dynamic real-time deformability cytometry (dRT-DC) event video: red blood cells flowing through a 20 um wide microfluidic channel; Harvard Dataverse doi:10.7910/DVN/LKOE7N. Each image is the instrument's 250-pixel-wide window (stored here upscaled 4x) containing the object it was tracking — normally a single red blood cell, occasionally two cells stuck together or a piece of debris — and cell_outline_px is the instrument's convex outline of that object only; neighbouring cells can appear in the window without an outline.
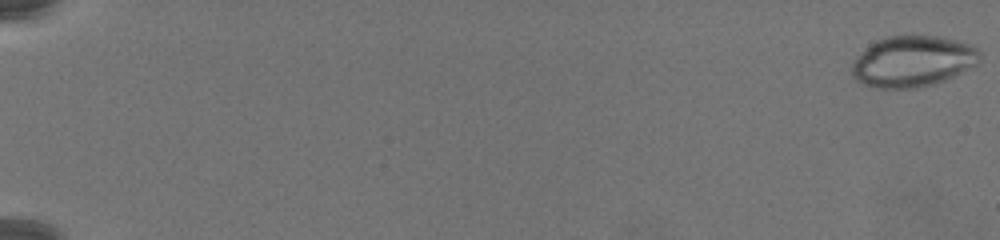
{"species": "common noctule bat (a hibernating species)", "species_latin": "Nyctalus noctula", "temperature_condition": "warm", "stored_images_in_passage": 79, "camera_frame_rate_fps": 3000, "um_per_image_px": 0.085, "animal": {"sex": "female", "body_mass_g": 19.5, "forearm_length_mm": 54.1}, "frame": {"image": 1, "passage_image": 1, "time_ms": 0.0, "image_size_px": [1000, 240], "cell_outline_px": [[980, 60], [976, 64], [956, 76], [932, 84], [916, 88], [876, 88], [864, 84], [856, 80], [852, 76], [852, 64], [856, 56], [876, 40], [888, 36], [940, 36], [956, 40], [968, 44], [976, 48], [980, 52]], "centroid_in_image_um": [77.57, 5.22], "position_along_channel_um": 7.4, "area_um2": 37.97}}
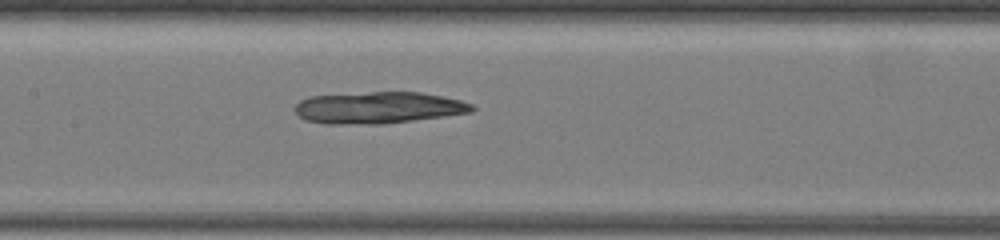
{"frame": {"image": 2, "passage_image": 43, "time_ms": 14.0, "image_size_px": [1000, 240], "cell_outline_px": [[476, 108], [472, 112], [444, 116], [384, 124], [324, 124], [304, 120], [296, 116], [292, 108], [300, 100], [308, 96], [372, 92], [420, 92], [460, 100], [472, 104]], "centroid_in_image_um": [32.08, 9.16], "position_along_channel_um": 175.3, "area_um2": 33.0}}
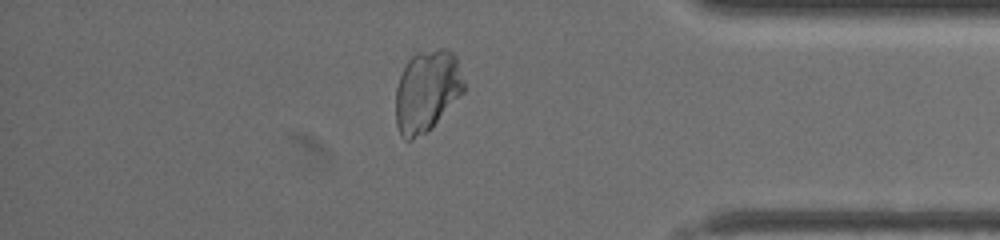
{"frame": {"image": 3, "passage_image": 69, "time_ms": 22.667, "image_size_px": [1000, 240], "cell_outline_px": [[464, 92], [432, 128], [428, 132], [412, 140], [404, 140], [400, 136], [396, 124], [396, 88], [400, 76], [408, 60], [416, 52], [440, 48], [448, 48], [456, 56], [464, 84]], "centroid_in_image_um": [36.28, 7.75], "position_along_channel_um": 398.9, "area_um2": 32.71}}